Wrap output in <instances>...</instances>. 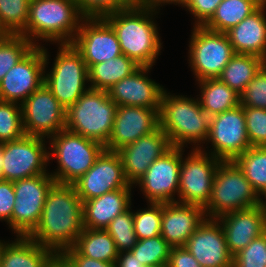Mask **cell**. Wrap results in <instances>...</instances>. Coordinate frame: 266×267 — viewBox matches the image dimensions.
<instances>
[{
    "label": "cell",
    "instance_id": "cell-1",
    "mask_svg": "<svg viewBox=\"0 0 266 267\" xmlns=\"http://www.w3.org/2000/svg\"><path fill=\"white\" fill-rule=\"evenodd\" d=\"M82 210L74 185L55 182L46 195L39 224L28 237L53 252H64L83 231Z\"/></svg>",
    "mask_w": 266,
    "mask_h": 267
},
{
    "label": "cell",
    "instance_id": "cell-2",
    "mask_svg": "<svg viewBox=\"0 0 266 267\" xmlns=\"http://www.w3.org/2000/svg\"><path fill=\"white\" fill-rule=\"evenodd\" d=\"M156 13L137 3L104 17L115 31L122 53L139 66L152 67L161 51L162 43L153 19Z\"/></svg>",
    "mask_w": 266,
    "mask_h": 267
},
{
    "label": "cell",
    "instance_id": "cell-3",
    "mask_svg": "<svg viewBox=\"0 0 266 267\" xmlns=\"http://www.w3.org/2000/svg\"><path fill=\"white\" fill-rule=\"evenodd\" d=\"M164 90L159 109V127L166 133L172 147L194 143L202 148L210 131L211 117L202 109L199 99L171 95ZM197 143V144H196Z\"/></svg>",
    "mask_w": 266,
    "mask_h": 267
},
{
    "label": "cell",
    "instance_id": "cell-4",
    "mask_svg": "<svg viewBox=\"0 0 266 267\" xmlns=\"http://www.w3.org/2000/svg\"><path fill=\"white\" fill-rule=\"evenodd\" d=\"M83 19L74 0H31L26 28L20 35L35 46L39 39L71 44Z\"/></svg>",
    "mask_w": 266,
    "mask_h": 267
},
{
    "label": "cell",
    "instance_id": "cell-5",
    "mask_svg": "<svg viewBox=\"0 0 266 267\" xmlns=\"http://www.w3.org/2000/svg\"><path fill=\"white\" fill-rule=\"evenodd\" d=\"M117 104L104 90L89 89L66 110L65 128L107 144L115 119Z\"/></svg>",
    "mask_w": 266,
    "mask_h": 267
},
{
    "label": "cell",
    "instance_id": "cell-6",
    "mask_svg": "<svg viewBox=\"0 0 266 267\" xmlns=\"http://www.w3.org/2000/svg\"><path fill=\"white\" fill-rule=\"evenodd\" d=\"M50 139L51 152L58 162L56 172L50 173L56 183L73 184L84 175L105 150V146L95 140L85 138L66 128Z\"/></svg>",
    "mask_w": 266,
    "mask_h": 267
},
{
    "label": "cell",
    "instance_id": "cell-7",
    "mask_svg": "<svg viewBox=\"0 0 266 267\" xmlns=\"http://www.w3.org/2000/svg\"><path fill=\"white\" fill-rule=\"evenodd\" d=\"M260 204L259 194L238 165L233 160L221 161L214 177L211 198L204 208L206 217L217 219L224 214Z\"/></svg>",
    "mask_w": 266,
    "mask_h": 267
},
{
    "label": "cell",
    "instance_id": "cell-8",
    "mask_svg": "<svg viewBox=\"0 0 266 267\" xmlns=\"http://www.w3.org/2000/svg\"><path fill=\"white\" fill-rule=\"evenodd\" d=\"M58 48L52 69L44 72V84L67 110L90 89L86 87L88 67L72 44H60Z\"/></svg>",
    "mask_w": 266,
    "mask_h": 267
},
{
    "label": "cell",
    "instance_id": "cell-9",
    "mask_svg": "<svg viewBox=\"0 0 266 267\" xmlns=\"http://www.w3.org/2000/svg\"><path fill=\"white\" fill-rule=\"evenodd\" d=\"M189 45V66L196 81L218 78L235 55L226 33L194 26Z\"/></svg>",
    "mask_w": 266,
    "mask_h": 267
},
{
    "label": "cell",
    "instance_id": "cell-10",
    "mask_svg": "<svg viewBox=\"0 0 266 267\" xmlns=\"http://www.w3.org/2000/svg\"><path fill=\"white\" fill-rule=\"evenodd\" d=\"M179 177V191L176 202L205 208L211 198L214 177L222 161L201 148L191 149L188 157L182 158Z\"/></svg>",
    "mask_w": 266,
    "mask_h": 267
},
{
    "label": "cell",
    "instance_id": "cell-11",
    "mask_svg": "<svg viewBox=\"0 0 266 267\" xmlns=\"http://www.w3.org/2000/svg\"><path fill=\"white\" fill-rule=\"evenodd\" d=\"M55 183L50 173L13 182L15 204L7 223L17 236H28L39 224L46 195Z\"/></svg>",
    "mask_w": 266,
    "mask_h": 267
},
{
    "label": "cell",
    "instance_id": "cell-12",
    "mask_svg": "<svg viewBox=\"0 0 266 267\" xmlns=\"http://www.w3.org/2000/svg\"><path fill=\"white\" fill-rule=\"evenodd\" d=\"M44 140L42 137L25 135L21 139L3 143L2 180L14 182L49 173L46 164L51 158Z\"/></svg>",
    "mask_w": 266,
    "mask_h": 267
},
{
    "label": "cell",
    "instance_id": "cell-13",
    "mask_svg": "<svg viewBox=\"0 0 266 267\" xmlns=\"http://www.w3.org/2000/svg\"><path fill=\"white\" fill-rule=\"evenodd\" d=\"M44 46H35L0 82V100L22 104L44 83L48 54Z\"/></svg>",
    "mask_w": 266,
    "mask_h": 267
},
{
    "label": "cell",
    "instance_id": "cell-14",
    "mask_svg": "<svg viewBox=\"0 0 266 267\" xmlns=\"http://www.w3.org/2000/svg\"><path fill=\"white\" fill-rule=\"evenodd\" d=\"M21 109L28 136L46 139L65 129L66 109L44 83L21 104Z\"/></svg>",
    "mask_w": 266,
    "mask_h": 267
},
{
    "label": "cell",
    "instance_id": "cell-15",
    "mask_svg": "<svg viewBox=\"0 0 266 267\" xmlns=\"http://www.w3.org/2000/svg\"><path fill=\"white\" fill-rule=\"evenodd\" d=\"M207 141L213 148L208 153L222 161H232L251 147L241 104L211 116Z\"/></svg>",
    "mask_w": 266,
    "mask_h": 267
},
{
    "label": "cell",
    "instance_id": "cell-16",
    "mask_svg": "<svg viewBox=\"0 0 266 267\" xmlns=\"http://www.w3.org/2000/svg\"><path fill=\"white\" fill-rule=\"evenodd\" d=\"M181 147H171L156 159L135 183L147 199V203L176 202L179 191Z\"/></svg>",
    "mask_w": 266,
    "mask_h": 267
},
{
    "label": "cell",
    "instance_id": "cell-17",
    "mask_svg": "<svg viewBox=\"0 0 266 267\" xmlns=\"http://www.w3.org/2000/svg\"><path fill=\"white\" fill-rule=\"evenodd\" d=\"M79 198L87 201L117 189H131L116 151L104 150L93 166L73 183Z\"/></svg>",
    "mask_w": 266,
    "mask_h": 267
},
{
    "label": "cell",
    "instance_id": "cell-18",
    "mask_svg": "<svg viewBox=\"0 0 266 267\" xmlns=\"http://www.w3.org/2000/svg\"><path fill=\"white\" fill-rule=\"evenodd\" d=\"M71 44L88 69L123 54L115 31L104 18H84Z\"/></svg>",
    "mask_w": 266,
    "mask_h": 267
},
{
    "label": "cell",
    "instance_id": "cell-19",
    "mask_svg": "<svg viewBox=\"0 0 266 267\" xmlns=\"http://www.w3.org/2000/svg\"><path fill=\"white\" fill-rule=\"evenodd\" d=\"M159 127V109L117 106L113 130L105 150L118 151Z\"/></svg>",
    "mask_w": 266,
    "mask_h": 267
},
{
    "label": "cell",
    "instance_id": "cell-20",
    "mask_svg": "<svg viewBox=\"0 0 266 267\" xmlns=\"http://www.w3.org/2000/svg\"><path fill=\"white\" fill-rule=\"evenodd\" d=\"M184 247L202 267H233V255L228 250L222 225L217 219L206 218Z\"/></svg>",
    "mask_w": 266,
    "mask_h": 267
},
{
    "label": "cell",
    "instance_id": "cell-21",
    "mask_svg": "<svg viewBox=\"0 0 266 267\" xmlns=\"http://www.w3.org/2000/svg\"><path fill=\"white\" fill-rule=\"evenodd\" d=\"M171 147L166 133L158 127L116 151L121 158L128 182L132 186L135 185L149 166Z\"/></svg>",
    "mask_w": 266,
    "mask_h": 267
},
{
    "label": "cell",
    "instance_id": "cell-22",
    "mask_svg": "<svg viewBox=\"0 0 266 267\" xmlns=\"http://www.w3.org/2000/svg\"><path fill=\"white\" fill-rule=\"evenodd\" d=\"M151 68L140 66L134 73L109 88L107 91L109 97L117 106L160 109L165 89L146 75Z\"/></svg>",
    "mask_w": 266,
    "mask_h": 267
},
{
    "label": "cell",
    "instance_id": "cell-23",
    "mask_svg": "<svg viewBox=\"0 0 266 267\" xmlns=\"http://www.w3.org/2000/svg\"><path fill=\"white\" fill-rule=\"evenodd\" d=\"M217 220L222 225L228 250L233 256L266 232V210L261 204L224 214Z\"/></svg>",
    "mask_w": 266,
    "mask_h": 267
},
{
    "label": "cell",
    "instance_id": "cell-24",
    "mask_svg": "<svg viewBox=\"0 0 266 267\" xmlns=\"http://www.w3.org/2000/svg\"><path fill=\"white\" fill-rule=\"evenodd\" d=\"M204 208L179 202L162 203L160 235L171 247L184 246L205 221Z\"/></svg>",
    "mask_w": 266,
    "mask_h": 267
},
{
    "label": "cell",
    "instance_id": "cell-25",
    "mask_svg": "<svg viewBox=\"0 0 266 267\" xmlns=\"http://www.w3.org/2000/svg\"><path fill=\"white\" fill-rule=\"evenodd\" d=\"M266 4L246 17L226 35L235 54H251L266 60Z\"/></svg>",
    "mask_w": 266,
    "mask_h": 267
},
{
    "label": "cell",
    "instance_id": "cell-26",
    "mask_svg": "<svg viewBox=\"0 0 266 267\" xmlns=\"http://www.w3.org/2000/svg\"><path fill=\"white\" fill-rule=\"evenodd\" d=\"M131 189H117L83 202V227L105 229L131 207Z\"/></svg>",
    "mask_w": 266,
    "mask_h": 267
},
{
    "label": "cell",
    "instance_id": "cell-27",
    "mask_svg": "<svg viewBox=\"0 0 266 267\" xmlns=\"http://www.w3.org/2000/svg\"><path fill=\"white\" fill-rule=\"evenodd\" d=\"M53 253L28 236H17L12 243L2 242L0 267H49Z\"/></svg>",
    "mask_w": 266,
    "mask_h": 267
},
{
    "label": "cell",
    "instance_id": "cell-28",
    "mask_svg": "<svg viewBox=\"0 0 266 267\" xmlns=\"http://www.w3.org/2000/svg\"><path fill=\"white\" fill-rule=\"evenodd\" d=\"M202 109L211 117L240 105V95L219 78L198 81Z\"/></svg>",
    "mask_w": 266,
    "mask_h": 267
},
{
    "label": "cell",
    "instance_id": "cell-29",
    "mask_svg": "<svg viewBox=\"0 0 266 267\" xmlns=\"http://www.w3.org/2000/svg\"><path fill=\"white\" fill-rule=\"evenodd\" d=\"M140 66L122 54L88 69L89 87L95 90L108 91L114 84L134 73Z\"/></svg>",
    "mask_w": 266,
    "mask_h": 267
},
{
    "label": "cell",
    "instance_id": "cell-30",
    "mask_svg": "<svg viewBox=\"0 0 266 267\" xmlns=\"http://www.w3.org/2000/svg\"><path fill=\"white\" fill-rule=\"evenodd\" d=\"M265 64L259 56L235 54L218 78L240 95Z\"/></svg>",
    "mask_w": 266,
    "mask_h": 267
},
{
    "label": "cell",
    "instance_id": "cell-31",
    "mask_svg": "<svg viewBox=\"0 0 266 267\" xmlns=\"http://www.w3.org/2000/svg\"><path fill=\"white\" fill-rule=\"evenodd\" d=\"M261 5L258 0H223L203 26L212 31L226 33Z\"/></svg>",
    "mask_w": 266,
    "mask_h": 267
},
{
    "label": "cell",
    "instance_id": "cell-32",
    "mask_svg": "<svg viewBox=\"0 0 266 267\" xmlns=\"http://www.w3.org/2000/svg\"><path fill=\"white\" fill-rule=\"evenodd\" d=\"M73 247L81 255L103 262L115 263L119 254L114 240L105 229L83 228Z\"/></svg>",
    "mask_w": 266,
    "mask_h": 267
},
{
    "label": "cell",
    "instance_id": "cell-33",
    "mask_svg": "<svg viewBox=\"0 0 266 267\" xmlns=\"http://www.w3.org/2000/svg\"><path fill=\"white\" fill-rule=\"evenodd\" d=\"M233 161L259 194L266 186V146H251Z\"/></svg>",
    "mask_w": 266,
    "mask_h": 267
},
{
    "label": "cell",
    "instance_id": "cell-34",
    "mask_svg": "<svg viewBox=\"0 0 266 267\" xmlns=\"http://www.w3.org/2000/svg\"><path fill=\"white\" fill-rule=\"evenodd\" d=\"M171 246L161 236L137 240L130 252L137 256L143 265H167Z\"/></svg>",
    "mask_w": 266,
    "mask_h": 267
},
{
    "label": "cell",
    "instance_id": "cell-35",
    "mask_svg": "<svg viewBox=\"0 0 266 267\" xmlns=\"http://www.w3.org/2000/svg\"><path fill=\"white\" fill-rule=\"evenodd\" d=\"M35 45L20 34L0 41V82L6 73L26 56Z\"/></svg>",
    "mask_w": 266,
    "mask_h": 267
},
{
    "label": "cell",
    "instance_id": "cell-36",
    "mask_svg": "<svg viewBox=\"0 0 266 267\" xmlns=\"http://www.w3.org/2000/svg\"><path fill=\"white\" fill-rule=\"evenodd\" d=\"M21 105L0 100V144L25 136Z\"/></svg>",
    "mask_w": 266,
    "mask_h": 267
},
{
    "label": "cell",
    "instance_id": "cell-37",
    "mask_svg": "<svg viewBox=\"0 0 266 267\" xmlns=\"http://www.w3.org/2000/svg\"><path fill=\"white\" fill-rule=\"evenodd\" d=\"M131 207L117 215L105 228L116 244L117 251H130L137 243Z\"/></svg>",
    "mask_w": 266,
    "mask_h": 267
},
{
    "label": "cell",
    "instance_id": "cell-38",
    "mask_svg": "<svg viewBox=\"0 0 266 267\" xmlns=\"http://www.w3.org/2000/svg\"><path fill=\"white\" fill-rule=\"evenodd\" d=\"M148 209L133 212L134 231L138 240L160 235L162 203H148Z\"/></svg>",
    "mask_w": 266,
    "mask_h": 267
},
{
    "label": "cell",
    "instance_id": "cell-39",
    "mask_svg": "<svg viewBox=\"0 0 266 267\" xmlns=\"http://www.w3.org/2000/svg\"><path fill=\"white\" fill-rule=\"evenodd\" d=\"M31 0H0V18L12 34H20L29 17Z\"/></svg>",
    "mask_w": 266,
    "mask_h": 267
},
{
    "label": "cell",
    "instance_id": "cell-40",
    "mask_svg": "<svg viewBox=\"0 0 266 267\" xmlns=\"http://www.w3.org/2000/svg\"><path fill=\"white\" fill-rule=\"evenodd\" d=\"M84 18H104L109 14L130 8L139 0H74Z\"/></svg>",
    "mask_w": 266,
    "mask_h": 267
},
{
    "label": "cell",
    "instance_id": "cell-41",
    "mask_svg": "<svg viewBox=\"0 0 266 267\" xmlns=\"http://www.w3.org/2000/svg\"><path fill=\"white\" fill-rule=\"evenodd\" d=\"M233 267H266V232L233 256Z\"/></svg>",
    "mask_w": 266,
    "mask_h": 267
},
{
    "label": "cell",
    "instance_id": "cell-42",
    "mask_svg": "<svg viewBox=\"0 0 266 267\" xmlns=\"http://www.w3.org/2000/svg\"><path fill=\"white\" fill-rule=\"evenodd\" d=\"M243 107L266 109V64L240 94Z\"/></svg>",
    "mask_w": 266,
    "mask_h": 267
},
{
    "label": "cell",
    "instance_id": "cell-43",
    "mask_svg": "<svg viewBox=\"0 0 266 267\" xmlns=\"http://www.w3.org/2000/svg\"><path fill=\"white\" fill-rule=\"evenodd\" d=\"M251 146H266V109L243 107Z\"/></svg>",
    "mask_w": 266,
    "mask_h": 267
},
{
    "label": "cell",
    "instance_id": "cell-44",
    "mask_svg": "<svg viewBox=\"0 0 266 267\" xmlns=\"http://www.w3.org/2000/svg\"><path fill=\"white\" fill-rule=\"evenodd\" d=\"M223 0H187L185 8L195 17V26H203Z\"/></svg>",
    "mask_w": 266,
    "mask_h": 267
},
{
    "label": "cell",
    "instance_id": "cell-45",
    "mask_svg": "<svg viewBox=\"0 0 266 267\" xmlns=\"http://www.w3.org/2000/svg\"><path fill=\"white\" fill-rule=\"evenodd\" d=\"M15 204V191L13 182L0 180V220L7 223L11 220Z\"/></svg>",
    "mask_w": 266,
    "mask_h": 267
},
{
    "label": "cell",
    "instance_id": "cell-46",
    "mask_svg": "<svg viewBox=\"0 0 266 267\" xmlns=\"http://www.w3.org/2000/svg\"><path fill=\"white\" fill-rule=\"evenodd\" d=\"M167 267H202L194 256L184 247H172Z\"/></svg>",
    "mask_w": 266,
    "mask_h": 267
},
{
    "label": "cell",
    "instance_id": "cell-47",
    "mask_svg": "<svg viewBox=\"0 0 266 267\" xmlns=\"http://www.w3.org/2000/svg\"><path fill=\"white\" fill-rule=\"evenodd\" d=\"M64 253L77 267H115V263L103 262L83 256L74 247L67 248Z\"/></svg>",
    "mask_w": 266,
    "mask_h": 267
},
{
    "label": "cell",
    "instance_id": "cell-48",
    "mask_svg": "<svg viewBox=\"0 0 266 267\" xmlns=\"http://www.w3.org/2000/svg\"><path fill=\"white\" fill-rule=\"evenodd\" d=\"M143 264L130 251H123L118 254L115 267H141Z\"/></svg>",
    "mask_w": 266,
    "mask_h": 267
},
{
    "label": "cell",
    "instance_id": "cell-49",
    "mask_svg": "<svg viewBox=\"0 0 266 267\" xmlns=\"http://www.w3.org/2000/svg\"><path fill=\"white\" fill-rule=\"evenodd\" d=\"M139 3L145 7L150 8L151 10L157 12V10H160L159 6H164V4H175L179 6V4L184 7L187 3V0H139Z\"/></svg>",
    "mask_w": 266,
    "mask_h": 267
},
{
    "label": "cell",
    "instance_id": "cell-50",
    "mask_svg": "<svg viewBox=\"0 0 266 267\" xmlns=\"http://www.w3.org/2000/svg\"><path fill=\"white\" fill-rule=\"evenodd\" d=\"M50 265L52 267H77L64 252H54Z\"/></svg>",
    "mask_w": 266,
    "mask_h": 267
},
{
    "label": "cell",
    "instance_id": "cell-51",
    "mask_svg": "<svg viewBox=\"0 0 266 267\" xmlns=\"http://www.w3.org/2000/svg\"><path fill=\"white\" fill-rule=\"evenodd\" d=\"M12 33L5 27L0 18V41L10 37Z\"/></svg>",
    "mask_w": 266,
    "mask_h": 267
},
{
    "label": "cell",
    "instance_id": "cell-52",
    "mask_svg": "<svg viewBox=\"0 0 266 267\" xmlns=\"http://www.w3.org/2000/svg\"><path fill=\"white\" fill-rule=\"evenodd\" d=\"M265 197V199H266V186H265V188L259 193V200H260V202H261V205H262V207L266 210V200L264 201L263 200V196ZM261 196H262V199H261Z\"/></svg>",
    "mask_w": 266,
    "mask_h": 267
},
{
    "label": "cell",
    "instance_id": "cell-53",
    "mask_svg": "<svg viewBox=\"0 0 266 267\" xmlns=\"http://www.w3.org/2000/svg\"><path fill=\"white\" fill-rule=\"evenodd\" d=\"M2 166H3V143L0 144V180L2 179Z\"/></svg>",
    "mask_w": 266,
    "mask_h": 267
},
{
    "label": "cell",
    "instance_id": "cell-54",
    "mask_svg": "<svg viewBox=\"0 0 266 267\" xmlns=\"http://www.w3.org/2000/svg\"><path fill=\"white\" fill-rule=\"evenodd\" d=\"M141 267H167V265H143Z\"/></svg>",
    "mask_w": 266,
    "mask_h": 267
},
{
    "label": "cell",
    "instance_id": "cell-55",
    "mask_svg": "<svg viewBox=\"0 0 266 267\" xmlns=\"http://www.w3.org/2000/svg\"><path fill=\"white\" fill-rule=\"evenodd\" d=\"M1 254H2V241L0 240V264H1Z\"/></svg>",
    "mask_w": 266,
    "mask_h": 267
},
{
    "label": "cell",
    "instance_id": "cell-56",
    "mask_svg": "<svg viewBox=\"0 0 266 267\" xmlns=\"http://www.w3.org/2000/svg\"><path fill=\"white\" fill-rule=\"evenodd\" d=\"M261 4H266V0H258Z\"/></svg>",
    "mask_w": 266,
    "mask_h": 267
}]
</instances>
